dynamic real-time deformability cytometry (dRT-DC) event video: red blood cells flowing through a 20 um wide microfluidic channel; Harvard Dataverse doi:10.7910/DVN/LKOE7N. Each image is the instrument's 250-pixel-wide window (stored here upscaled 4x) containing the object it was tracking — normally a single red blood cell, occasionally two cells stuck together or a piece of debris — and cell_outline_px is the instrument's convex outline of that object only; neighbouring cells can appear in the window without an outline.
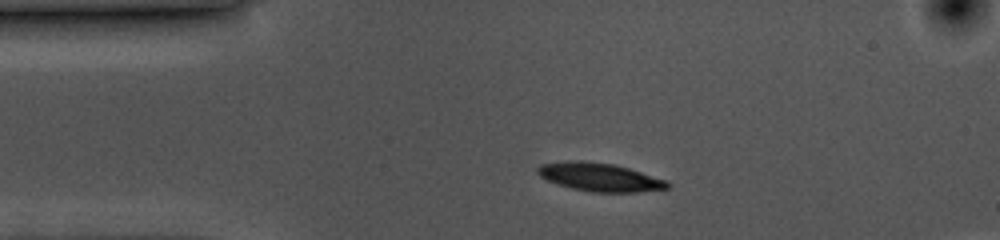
{"species": "common noctule bat (a hibernating species)", "species_latin": "Nyctalus noctula", "temperature_condition": "cold", "stored_images_in_passage": 37, "camera_frame_rate_fps": 3000, "um_per_image_px": 0.085, "animal": {"sex": "female", "body_mass_g": 10.0, "forearm_length_mm": 53.1}, "frame": {"image": 1, "passage_image": 1, "time_ms": 0.0, "image_size_px": [1000, 240], "cell_outline_px": [[672, 188], [636, 192], [592, 192], [572, 188], [556, 184], [540, 176], [536, 172], [536, 168], [540, 164], [568, 160], [576, 160], [616, 164], [668, 180], [672, 184]], "centroid_in_image_um": [51.01, 15.05], "position_along_channel_um": 34.0, "area_um2": 21.73}}
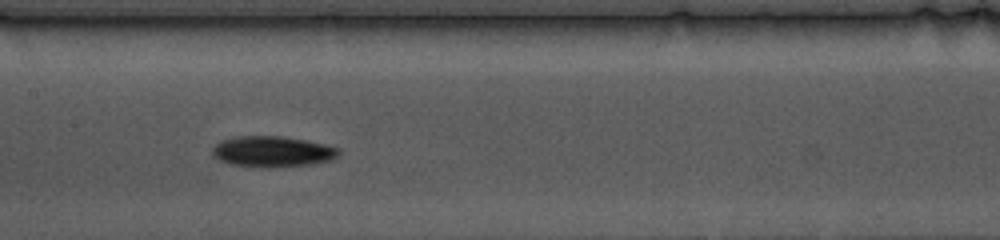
{"frame": {"image": 2, "passage_image": 16, "time_ms": 5.0, "image_size_px": [1000, 240], "cell_outline_px": [[340, 152], [336, 156], [328, 160], [308, 164], [268, 168], [228, 164], [220, 160], [212, 152], [212, 148], [220, 140], [236, 136], [284, 136], [308, 140], [340, 148]], "centroid_in_image_um": [23.13, 12.87], "position_along_channel_um": 184.3, "area_um2": 22.66}}
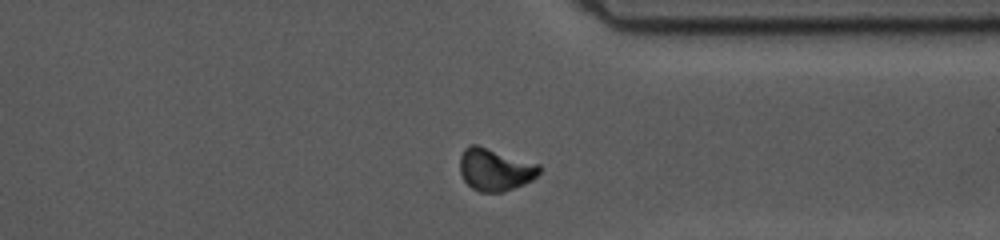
{"frame": {"image": 3, "passage_image": 32, "time_ms": 10.333, "image_size_px": [1000, 240], "cell_outline_px": [[540, 172], [532, 180], [504, 192], [480, 192], [472, 188], [464, 180], [460, 172], [460, 156], [464, 148], [472, 144], [476, 144], [540, 164]], "centroid_in_image_um": [42.07, 14.41], "position_along_channel_um": 369.3, "area_um2": 19.59}, "authors_computed_cell_mechanics": {"area_um2": 20.8658, "velocity_mm_per_s": 3.5485, "shape_relaxation_time_tau1_ms": 2.1047, "shape_relaxation_time_tau2_ms": null, "deformation_change_tau1": 0.1053, "deformation_change_tau2": null}}